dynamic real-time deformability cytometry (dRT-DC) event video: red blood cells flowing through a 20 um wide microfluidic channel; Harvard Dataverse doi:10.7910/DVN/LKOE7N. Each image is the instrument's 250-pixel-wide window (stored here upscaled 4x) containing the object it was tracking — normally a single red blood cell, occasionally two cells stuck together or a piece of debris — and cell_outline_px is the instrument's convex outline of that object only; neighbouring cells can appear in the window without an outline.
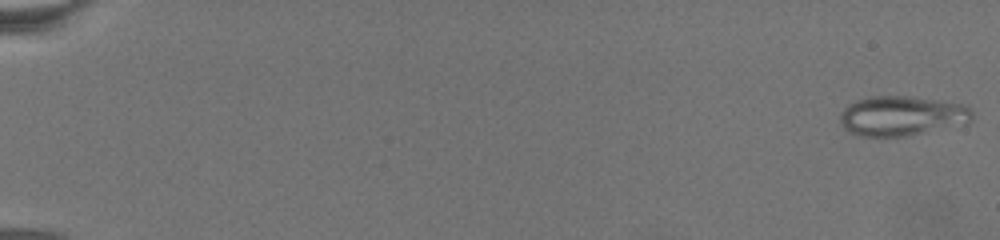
{"species": "common noctule bat (a hibernating species)", "species_latin": "Nyctalus noctula", "temperature_condition": "warm", "stored_images_in_passage": 64, "camera_frame_rate_fps": 3000, "um_per_image_px": 0.085, "animal": {"sex": "female", "body_mass_g": 19.5, "forearm_length_mm": 54.1}, "frame": {"image": 1, "passage_image": 1, "time_ms": 0.0, "image_size_px": [1000, 240], "cell_outline_px": [[972, 120], [968, 124], [908, 136], [856, 136], [848, 132], [840, 124], [840, 112], [848, 104], [872, 96], [908, 96], [936, 100], [960, 104], [968, 108], [972, 112]], "centroid_in_image_um": [76.64, 9.87], "position_along_channel_um": 8.4, "area_um2": 30.75}}
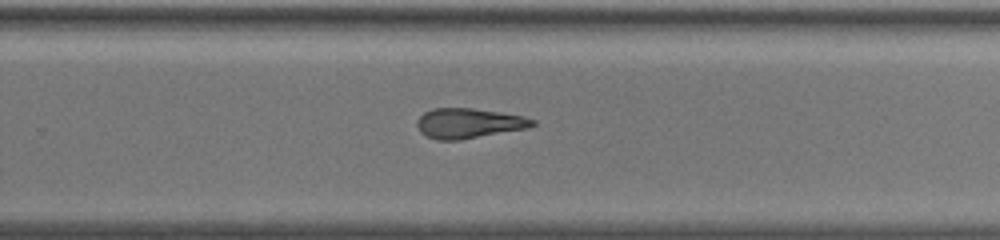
{"frame": {"image": 2, "passage_image": 40, "time_ms": 16.667, "image_size_px": [1000, 240], "cell_outline_px": [[536, 124], [528, 128], [460, 140], [436, 140], [424, 136], [420, 132], [416, 124], [420, 116], [424, 112], [432, 108], [472, 108], [500, 112], [524, 116], [536, 120]], "centroid_in_image_um": [39.83, 10.48], "position_along_channel_um": 290.0, "area_um2": 20.35}}
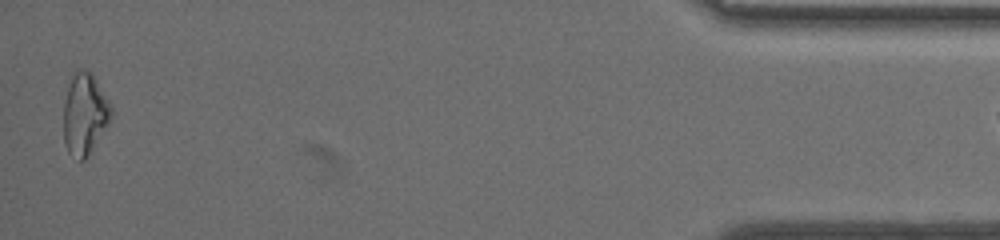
{"frame": {"image": 3, "passage_image": 62, "time_ms": 24.0, "image_size_px": [1000, 240], "cell_outline_px": [[112, 116], [84, 160], [80, 160], [68, 152], [64, 140], [64, 100], [68, 84], [76, 68], [80, 68], [92, 72], [108, 100], [112, 108]], "centroid_in_image_um": [7.18, 9.62], "position_along_channel_um": 428.0, "area_um2": 22.25}}